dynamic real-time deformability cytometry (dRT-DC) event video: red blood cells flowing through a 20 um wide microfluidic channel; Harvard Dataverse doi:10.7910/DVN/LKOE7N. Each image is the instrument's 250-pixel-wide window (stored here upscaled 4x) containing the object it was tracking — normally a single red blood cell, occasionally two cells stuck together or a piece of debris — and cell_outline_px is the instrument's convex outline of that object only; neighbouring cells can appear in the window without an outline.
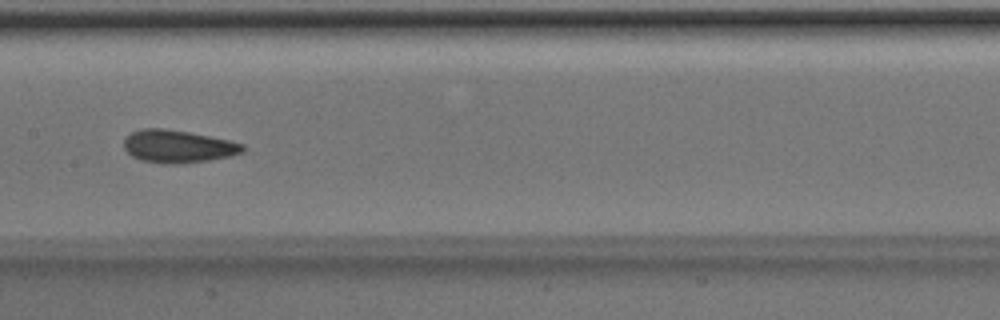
{"species": "Egyptian fruit bat (a non-hibernating species)", "species_latin": "Rousettus aegyptiacus", "temperature_condition": "room temperature", "stored_images_in_passage": 51, "camera_frame_rate_fps": 3000, "um_per_image_px": 0.085, "animal": {"sex": "male"}, "frame": {"image": 1, "passage_image": 26, "time_ms": 8.333, "image_size_px": [1000, 320], "cell_outline_px": [[244, 152], [232, 156], [208, 160], [176, 164], [164, 164], [140, 160], [132, 156], [124, 148], [124, 140], [132, 132], [140, 128], [164, 128], [188, 132], [228, 140], [244, 144]], "centroid_in_image_um": [15.12, 12.45], "position_along_channel_um": 192.3, "area_um2": 22.6}}
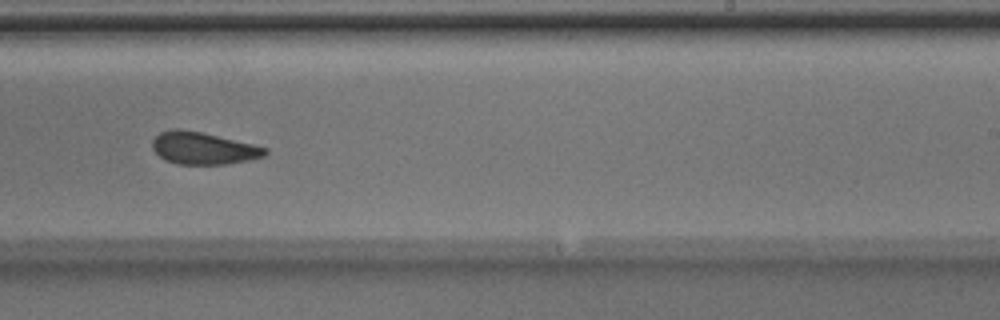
{"frame": {"image": 2, "passage_image": 32, "time_ms": 10.333, "image_size_px": [1000, 320], "cell_outline_px": [[268, 152], [264, 156], [248, 160], [224, 164], [176, 164], [164, 160], [152, 148], [152, 140], [160, 132], [176, 128], [180, 128], [200, 132], [252, 144], [268, 148]], "centroid_in_image_um": [17.24, 12.6], "position_along_channel_um": 271.8, "area_um2": 20.98}}
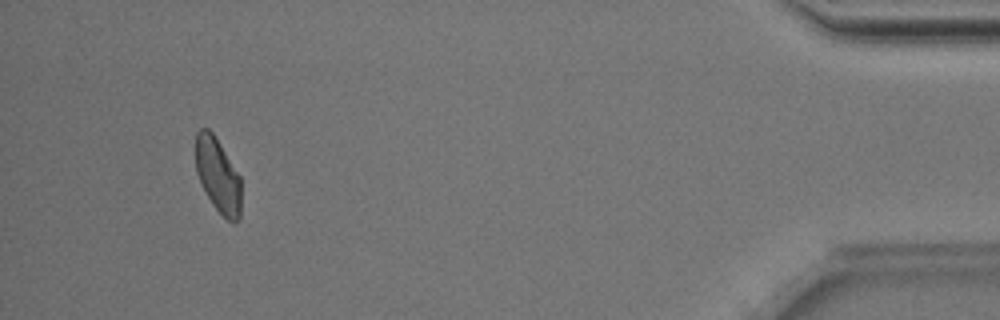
{"frame": {"image": 3, "passage_image": 48, "time_ms": 15.667, "image_size_px": [1000, 320], "cell_outline_px": [[240, 220], [228, 220], [212, 204], [196, 172], [196, 132], [200, 128], [208, 128], [212, 132], [240, 176]], "centroid_in_image_um": [18.51, 14.87], "position_along_channel_um": 416.7, "area_um2": 19.25}, "authors_computed_cell_mechanics": {"area_um2": 21.9062, "velocity_mm_per_s": 3.986, "shape_relaxation_time_tau1_ms": 2.6674, "shape_relaxation_time_tau2_ms": 1.1394, "deformation_change_tau1": 0.0874, "deformation_change_tau2": 0.0558}}